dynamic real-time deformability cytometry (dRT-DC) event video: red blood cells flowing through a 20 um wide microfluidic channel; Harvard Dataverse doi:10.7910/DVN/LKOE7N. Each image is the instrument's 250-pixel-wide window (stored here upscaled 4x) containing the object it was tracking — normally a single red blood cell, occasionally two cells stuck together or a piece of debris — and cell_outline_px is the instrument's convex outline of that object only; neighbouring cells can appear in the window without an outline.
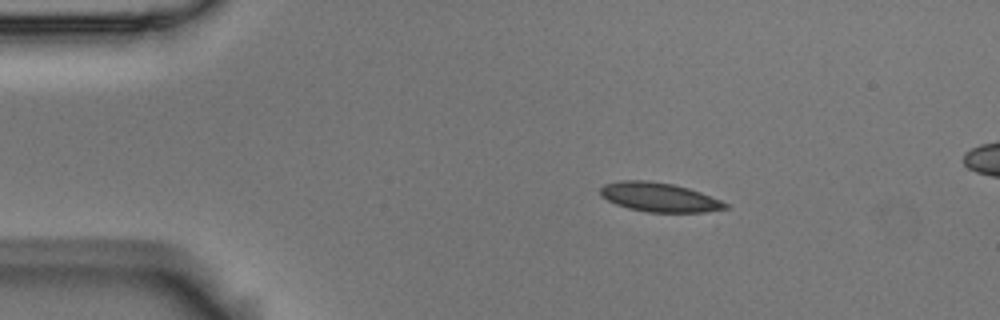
{"species": "Egyptian fruit bat (a non-hibernating species)", "species_latin": "Rousettus aegyptiacus", "temperature_condition": "room temperature", "stored_images_in_passage": 3, "segment_of_instrument_passage": [1, 2], "camera_frame_rate_fps": 3000, "um_per_image_px": 0.085, "animal": {"sex": "male"}, "frame": {"image": 1, "passage_image": 1, "time_ms": 0.0, "image_size_px": [1000, 320], "cell_outline_px": [[728, 208], [704, 212], [648, 212], [628, 208], [616, 204], [600, 196], [600, 188], [604, 184], [620, 180], [648, 180], [672, 184], [688, 188], [700, 192], [720, 200], [728, 204]], "centroid_in_image_um": [56.0, 16.76], "position_along_channel_um": 29.0, "area_um2": 21.15}}